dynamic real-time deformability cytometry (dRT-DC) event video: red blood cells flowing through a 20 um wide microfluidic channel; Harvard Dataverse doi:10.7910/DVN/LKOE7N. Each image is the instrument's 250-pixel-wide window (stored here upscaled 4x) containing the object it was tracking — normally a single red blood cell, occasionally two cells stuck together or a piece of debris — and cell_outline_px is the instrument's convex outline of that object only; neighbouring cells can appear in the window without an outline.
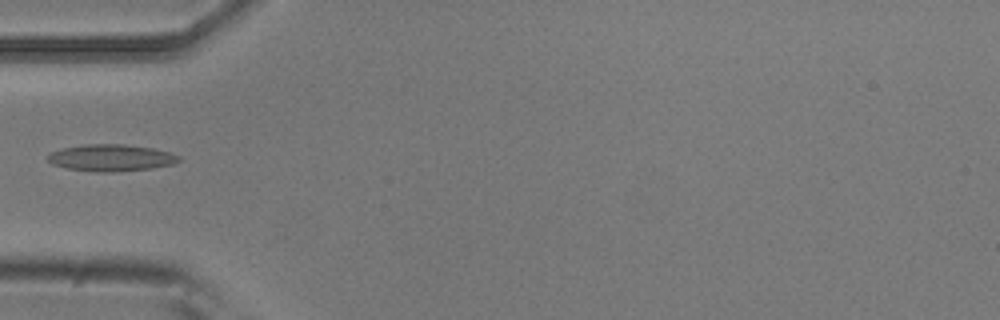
{"species": "common noctule bat (a hibernating species)", "species_latin": "Nyctalus noctula", "temperature_condition": "room temperature", "stored_images_in_passage": 6, "camera_frame_rate_fps": 3000, "um_per_image_px": 0.085, "animal": {"sex": "male", "body_mass_g": 20.5, "forearm_length_mm": 52.5}, "frame": {"image": 1, "passage_image": 5, "time_ms": 1.333, "image_size_px": [1000, 320], "cell_outline_px": [[180, 160], [176, 164], [152, 168], [112, 172], [96, 172], [68, 168], [52, 164], [48, 160], [48, 156], [52, 152], [64, 148], [84, 144], [124, 144], [152, 148], [168, 152], [180, 156]], "centroid_in_image_um": [9.48, 13.41], "position_along_channel_um": 75.5, "area_um2": 20.35}}
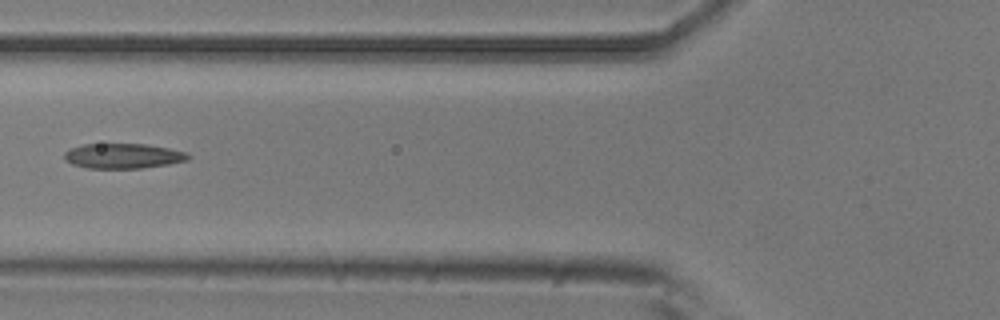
{"frame": {"image": 2, "passage_image": 6, "time_ms": 1.667, "image_size_px": [1000, 320], "cell_outline_px": [[192, 156], [188, 160], [168, 164], [140, 168], [88, 168], [72, 164], [64, 160], [64, 152], [72, 148], [84, 144], [144, 144], [168, 148], [188, 152]], "centroid_in_image_um": [10.48, 13.25], "position_along_channel_um": 115.3, "area_um2": 18.03}}